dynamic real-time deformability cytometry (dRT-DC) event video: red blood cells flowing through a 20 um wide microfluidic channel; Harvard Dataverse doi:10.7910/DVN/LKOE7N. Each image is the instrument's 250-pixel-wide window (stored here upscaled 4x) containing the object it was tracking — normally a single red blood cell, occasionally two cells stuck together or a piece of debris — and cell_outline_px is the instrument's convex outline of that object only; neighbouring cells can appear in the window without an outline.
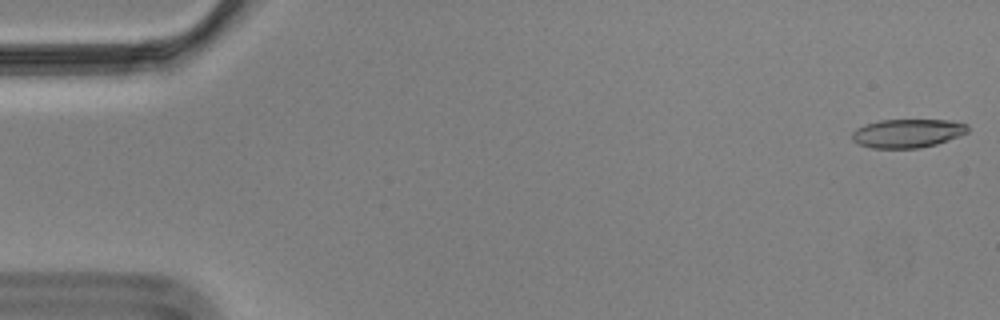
{"species": "Egyptian fruit bat (a non-hibernating species)", "species_latin": "Rousettus aegyptiacus", "temperature_condition": "cold", "stored_images_in_passage": 56, "camera_frame_rate_fps": 3000, "um_per_image_px": 0.085, "animal": {"sex": "male"}, "frame": {"image": 1, "passage_image": 1, "time_ms": 0.0, "image_size_px": [1000, 320], "cell_outline_px": [[968, 132], [948, 140], [936, 144], [920, 148], [872, 148], [860, 144], [852, 140], [852, 132], [856, 128], [880, 120], [948, 120], [968, 124]], "centroid_in_image_um": [77.14, 11.33], "position_along_channel_um": 7.9, "area_um2": 19.19}}
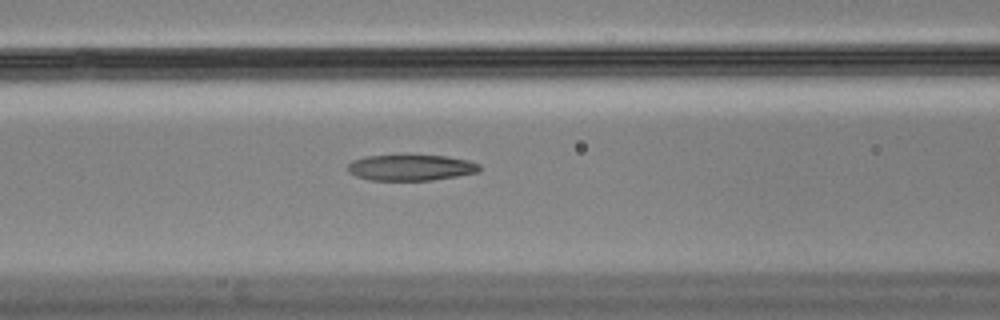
{"frame": {"image": 2, "passage_image": 23, "time_ms": 7.333, "image_size_px": [1000, 320], "cell_outline_px": [[480, 168], [476, 172], [456, 176], [432, 180], [368, 180], [356, 176], [348, 172], [348, 164], [352, 160], [368, 156], [404, 152], [448, 156], [468, 160], [480, 164]], "centroid_in_image_um": [34.88, 14.19], "position_along_channel_um": 131.7, "area_um2": 20.81}}
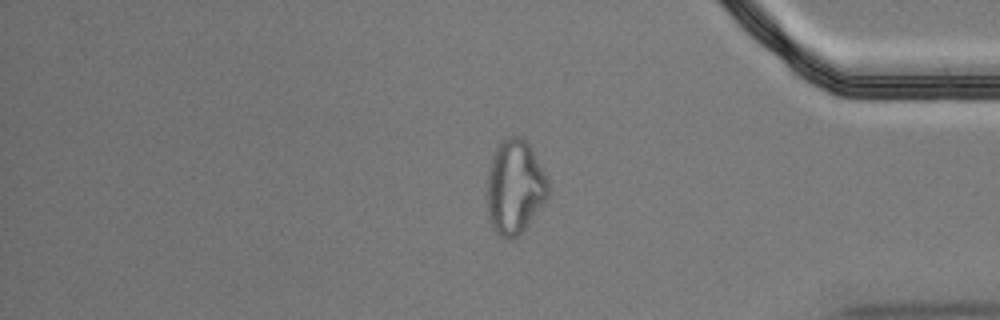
{"frame": {"image": 3, "passage_image": 47, "time_ms": 15.333, "image_size_px": [1000, 320], "cell_outline_px": [[548, 196], [528, 224], [516, 236], [508, 240], [500, 236], [492, 228], [488, 212], [488, 168], [496, 144], [500, 140], [508, 136], [520, 136], [528, 140], [548, 180]], "centroid_in_image_um": [43.75, 15.84], "position_along_channel_um": 391.5, "area_um2": 33.58}, "authors_computed_cell_mechanics": {"area_um2": 21.1548, "velocity_mm_per_s": 3.5374, "shape_relaxation_time_tau1_ms": null, "shape_relaxation_time_tau2_ms": 3.9052, "deformation_change_tau1": null, "deformation_change_tau2": 0.1297}}